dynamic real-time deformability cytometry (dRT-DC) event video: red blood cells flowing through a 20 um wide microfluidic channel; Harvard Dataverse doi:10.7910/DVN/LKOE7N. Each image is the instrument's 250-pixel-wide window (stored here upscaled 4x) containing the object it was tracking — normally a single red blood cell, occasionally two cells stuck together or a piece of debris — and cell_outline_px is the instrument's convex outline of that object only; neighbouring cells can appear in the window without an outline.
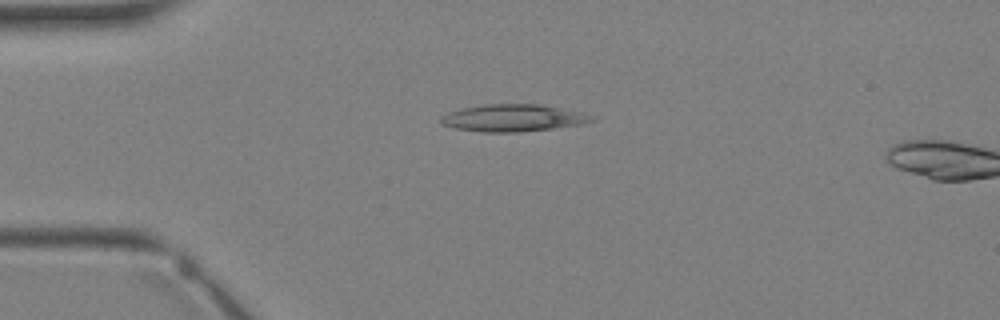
{"species": "Egyptian fruit bat (a non-hibernating species)", "species_latin": "Rousettus aegyptiacus", "temperature_condition": "warm", "stored_images_in_passage": 4, "camera_frame_rate_fps": 3000, "um_per_image_px": 0.085, "animal": {"sex": "female"}, "frame": {"image": 1, "passage_image": 3, "time_ms": 2.333, "image_size_px": [1000, 320], "cell_outline_px": [[596, 120], [584, 124], [552, 128], [516, 132], [484, 132], [456, 128], [440, 124], [440, 116], [448, 112], [460, 108], [484, 104], [540, 104], [560, 108], [596, 116]], "centroid_in_image_um": [43.59, 10.02], "position_along_channel_um": 41.4, "area_um2": 23.87}}